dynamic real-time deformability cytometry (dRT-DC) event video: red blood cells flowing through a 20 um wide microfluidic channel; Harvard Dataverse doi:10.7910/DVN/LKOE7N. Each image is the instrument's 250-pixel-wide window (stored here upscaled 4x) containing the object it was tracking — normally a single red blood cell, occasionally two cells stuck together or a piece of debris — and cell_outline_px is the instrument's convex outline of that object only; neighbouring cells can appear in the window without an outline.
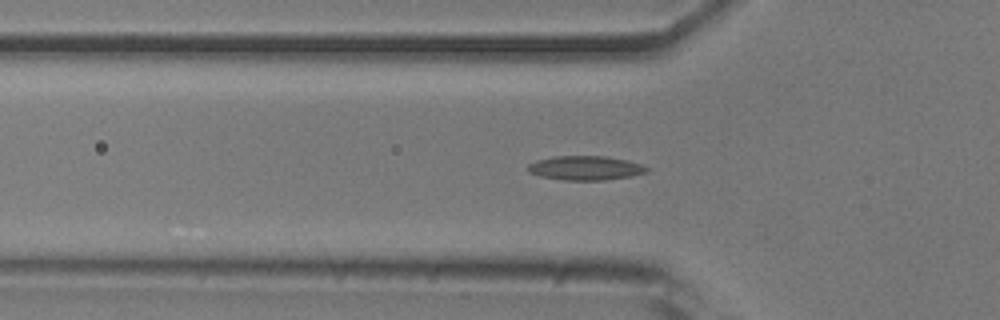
{"species": "common noctule bat (a hibernating species)", "species_latin": "Nyctalus noctula", "temperature_condition": "room temperature", "stored_images_in_passage": 35, "camera_frame_rate_fps": 3000, "um_per_image_px": 0.085, "animal": {"sex": "male", "body_mass_g": 20.5, "forearm_length_mm": 52.5}, "frame": {"image": 1, "passage_image": 7, "time_ms": 2.0, "image_size_px": [1000, 320], "cell_outline_px": [[648, 172], [632, 176], [604, 180], [564, 180], [540, 176], [528, 172], [528, 164], [536, 160], [552, 156], [604, 156], [628, 160], [644, 164], [648, 168]], "centroid_in_image_um": [49.78, 14.27], "position_along_channel_um": 76.0, "area_um2": 16.94}}
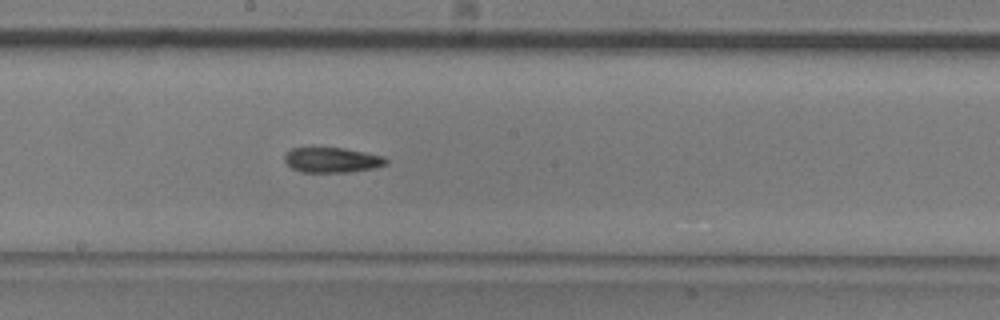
{"frame": {"image": 2, "passage_image": 18, "time_ms": 5.667, "image_size_px": [1000, 320], "cell_outline_px": [[388, 164], [376, 168], [348, 172], [300, 172], [292, 168], [284, 160], [284, 156], [292, 148], [344, 148], [384, 156], [388, 160]], "centroid_in_image_um": [28.26, 13.61], "position_along_channel_um": 219.9, "area_um2": 14.85}}
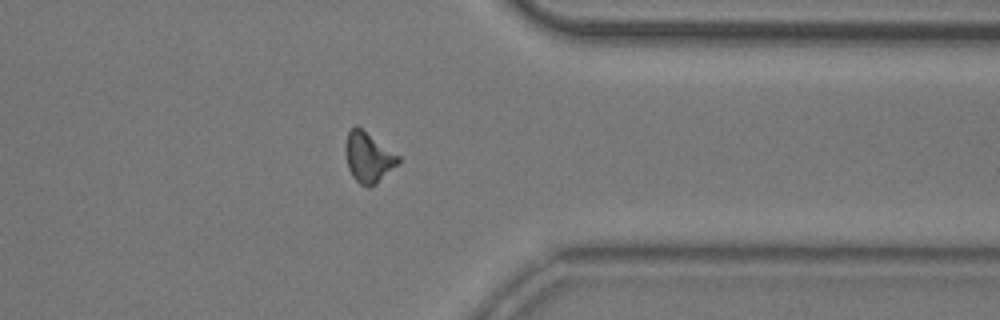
{"frame": {"image": 3, "passage_image": 31, "time_ms": 10.0, "image_size_px": [1000, 320], "cell_outline_px": [[400, 160], [376, 184], [368, 188], [360, 184], [352, 176], [348, 168], [344, 148], [348, 132], [356, 124], [400, 156]], "centroid_in_image_um": [31.28, 13.36], "position_along_channel_um": 380.1, "area_um2": 15.32}}